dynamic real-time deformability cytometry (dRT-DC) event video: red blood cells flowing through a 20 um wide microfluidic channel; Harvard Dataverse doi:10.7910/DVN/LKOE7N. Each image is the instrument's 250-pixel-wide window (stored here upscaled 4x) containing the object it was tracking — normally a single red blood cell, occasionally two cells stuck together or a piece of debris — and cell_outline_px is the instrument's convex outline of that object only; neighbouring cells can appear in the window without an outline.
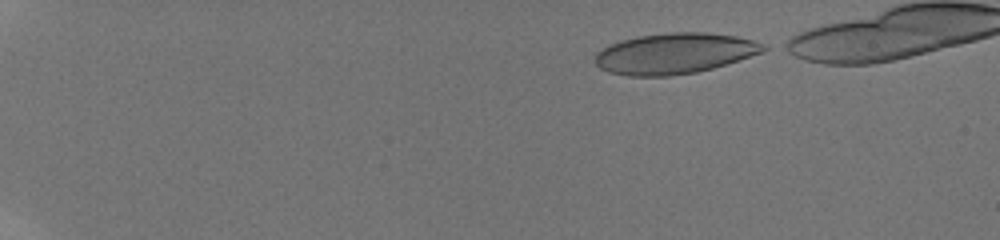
{"species": "human", "species_latin": "Homo sapiens", "temperature_condition": "room temperature", "stored_images_in_passage": 7, "camera_frame_rate_fps": 3000, "um_per_image_px": 0.085, "donor": {"sex": "male"}, "frame": {"image": 1, "passage_image": 1, "time_ms": 0.0, "image_size_px": [1000, 240], "cell_outline_px": [[772, 48], [764, 52], [712, 68], [696, 72], [668, 76], [628, 76], [608, 72], [600, 68], [596, 64], [592, 56], [596, 52], [608, 44], [620, 40], [636, 36], [672, 32], [708, 32], [736, 36], [768, 44]], "centroid_in_image_um": [57.33, 4.53], "position_along_channel_um": 27.7, "area_um2": 40.46}}
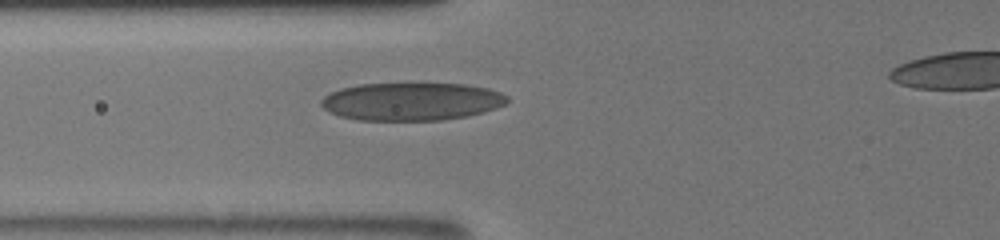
{"frame": {"image": 2, "passage_image": 7, "time_ms": 2.0, "image_size_px": [1000, 240], "cell_outline_px": [[508, 100], [504, 104], [496, 108], [484, 112], [468, 116], [440, 120], [360, 120], [340, 116], [328, 112], [320, 104], [320, 100], [324, 96], [340, 88], [360, 84], [464, 84], [488, 88], [500, 92], [508, 96]], "centroid_in_image_um": [34.97, 8.63], "position_along_channel_um": 90.8, "area_um2": 41.04}}